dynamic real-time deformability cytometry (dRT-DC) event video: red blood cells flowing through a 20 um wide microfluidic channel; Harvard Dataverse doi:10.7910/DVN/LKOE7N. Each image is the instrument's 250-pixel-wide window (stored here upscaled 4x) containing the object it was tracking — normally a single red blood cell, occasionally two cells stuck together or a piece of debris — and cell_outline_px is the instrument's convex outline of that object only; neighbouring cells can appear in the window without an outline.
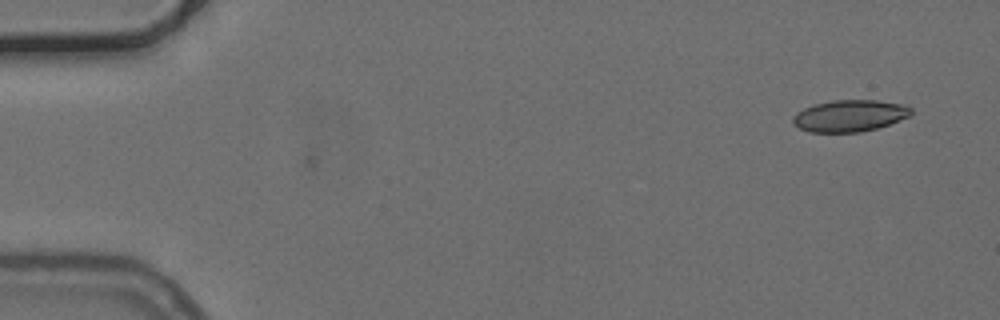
{"species": "common noctule bat (a hibernating species)", "species_latin": "Nyctalus noctula", "temperature_condition": "cold", "stored_images_in_passage": 5, "camera_frame_rate_fps": 3000, "um_per_image_px": 0.085, "animal": {"sex": "female", "body_mass_g": 24.6, "forearm_length_mm": 56.2}, "frame": {"image": 1, "passage_image": 5, "time_ms": 1.333, "image_size_px": [1000, 320], "cell_outline_px": [[912, 116], [876, 128], [860, 132], [808, 132], [800, 128], [792, 120], [792, 116], [796, 112], [804, 108], [816, 104], [832, 100], [876, 100], [900, 104], [912, 108]], "centroid_in_image_um": [72.22, 9.84], "position_along_channel_um": 12.8, "area_um2": 21.73}}